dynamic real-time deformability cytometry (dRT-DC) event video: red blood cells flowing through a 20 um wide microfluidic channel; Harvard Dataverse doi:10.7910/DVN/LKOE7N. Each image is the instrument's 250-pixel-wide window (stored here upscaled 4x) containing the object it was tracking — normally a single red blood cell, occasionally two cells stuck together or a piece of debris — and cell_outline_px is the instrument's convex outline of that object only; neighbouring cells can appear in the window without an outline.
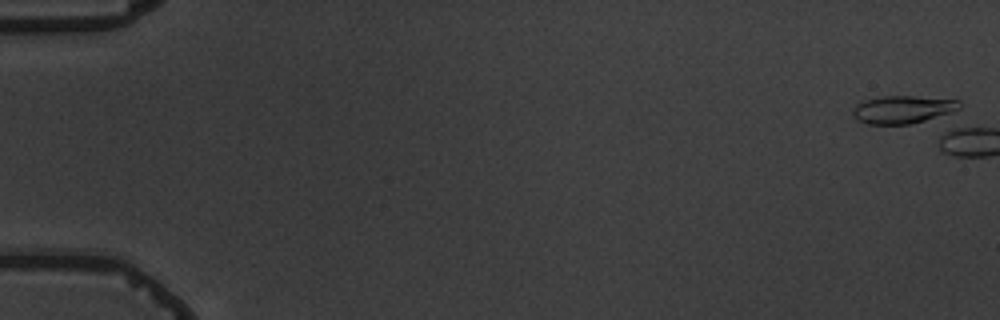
{"species": "common noctule bat (a hibernating species)", "species_latin": "Nyctalus noctula", "temperature_condition": "warm", "stored_images_in_passage": 6, "camera_frame_rate_fps": 3000, "um_per_image_px": 0.085, "animal": {"sex": "male", "body_mass_g": 19.5, "forearm_length_mm": 54.6}, "frame": {"image": 1, "passage_image": 1, "time_ms": 0.0, "image_size_px": [1000, 320], "cell_outline_px": [[960, 108], [952, 116], [908, 124], [868, 124], [856, 120], [852, 116], [852, 108], [860, 100], [884, 96], [912, 96], [960, 100]], "centroid_in_image_um": [76.79, 9.32], "position_along_channel_um": 8.2, "area_um2": 18.03}}